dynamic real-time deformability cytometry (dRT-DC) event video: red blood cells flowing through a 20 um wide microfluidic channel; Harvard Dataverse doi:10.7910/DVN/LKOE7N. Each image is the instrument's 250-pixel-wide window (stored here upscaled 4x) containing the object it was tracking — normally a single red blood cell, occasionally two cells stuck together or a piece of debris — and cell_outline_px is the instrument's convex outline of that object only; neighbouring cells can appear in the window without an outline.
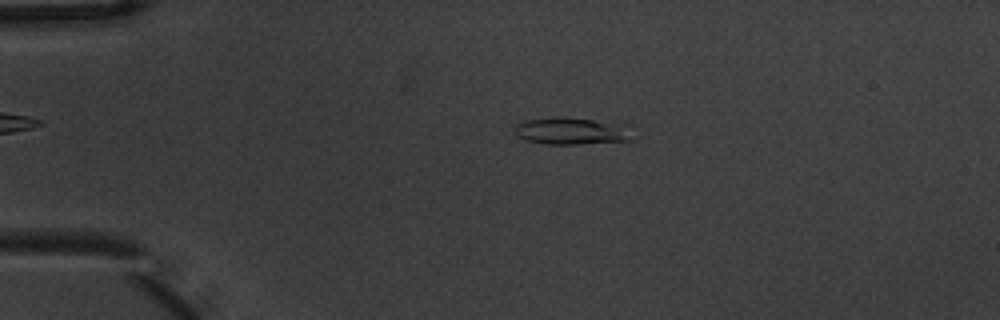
{"species": "common noctule bat (a hibernating species)", "species_latin": "Nyctalus noctula", "temperature_condition": "warm", "stored_images_in_passage": 3, "camera_frame_rate_fps": 3000, "um_per_image_px": 0.085, "animal": {"sex": "male", "body_mass_g": 20.1, "forearm_length_mm": 53.5}, "frame": {"image": 1, "passage_image": 2, "time_ms": 0.333, "image_size_px": [1000, 320], "cell_outline_px": [[632, 140], [580, 144], [548, 144], [524, 140], [516, 136], [516, 124], [524, 120], [556, 116], [592, 120], [620, 124], [624, 128]], "centroid_in_image_um": [48.44, 11.14], "position_along_channel_um": 36.6, "area_um2": 18.15}}